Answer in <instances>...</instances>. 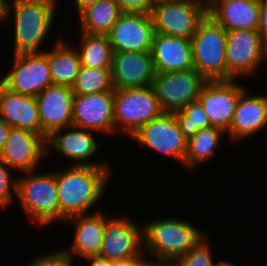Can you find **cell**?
<instances>
[{
    "label": "cell",
    "mask_w": 267,
    "mask_h": 266,
    "mask_svg": "<svg viewBox=\"0 0 267 266\" xmlns=\"http://www.w3.org/2000/svg\"><path fill=\"white\" fill-rule=\"evenodd\" d=\"M174 113L180 130L187 140L199 130L212 126L209 117L198 100L191 102L180 111Z\"/></svg>",
    "instance_id": "f546056e"
},
{
    "label": "cell",
    "mask_w": 267,
    "mask_h": 266,
    "mask_svg": "<svg viewBox=\"0 0 267 266\" xmlns=\"http://www.w3.org/2000/svg\"><path fill=\"white\" fill-rule=\"evenodd\" d=\"M226 134L222 129L209 127L199 130L193 137L187 140V152L183 165L188 169H194L199 164L205 163L216 155L217 146L223 141Z\"/></svg>",
    "instance_id": "4316f807"
},
{
    "label": "cell",
    "mask_w": 267,
    "mask_h": 266,
    "mask_svg": "<svg viewBox=\"0 0 267 266\" xmlns=\"http://www.w3.org/2000/svg\"><path fill=\"white\" fill-rule=\"evenodd\" d=\"M73 258L64 250L38 256L28 266H72Z\"/></svg>",
    "instance_id": "d6a6232c"
},
{
    "label": "cell",
    "mask_w": 267,
    "mask_h": 266,
    "mask_svg": "<svg viewBox=\"0 0 267 266\" xmlns=\"http://www.w3.org/2000/svg\"><path fill=\"white\" fill-rule=\"evenodd\" d=\"M0 117L11 128L41 135L36 97L12 92L0 83Z\"/></svg>",
    "instance_id": "cb8c5ba5"
},
{
    "label": "cell",
    "mask_w": 267,
    "mask_h": 266,
    "mask_svg": "<svg viewBox=\"0 0 267 266\" xmlns=\"http://www.w3.org/2000/svg\"><path fill=\"white\" fill-rule=\"evenodd\" d=\"M72 126L108 135L116 134L114 91L74 95Z\"/></svg>",
    "instance_id": "9a60e30c"
},
{
    "label": "cell",
    "mask_w": 267,
    "mask_h": 266,
    "mask_svg": "<svg viewBox=\"0 0 267 266\" xmlns=\"http://www.w3.org/2000/svg\"><path fill=\"white\" fill-rule=\"evenodd\" d=\"M48 63L53 85L73 86L81 67L75 46L58 38L52 50L48 51Z\"/></svg>",
    "instance_id": "d4e9b609"
},
{
    "label": "cell",
    "mask_w": 267,
    "mask_h": 266,
    "mask_svg": "<svg viewBox=\"0 0 267 266\" xmlns=\"http://www.w3.org/2000/svg\"><path fill=\"white\" fill-rule=\"evenodd\" d=\"M245 88L237 80L207 81L198 101L213 127L229 131L240 94Z\"/></svg>",
    "instance_id": "5bb4252c"
},
{
    "label": "cell",
    "mask_w": 267,
    "mask_h": 266,
    "mask_svg": "<svg viewBox=\"0 0 267 266\" xmlns=\"http://www.w3.org/2000/svg\"><path fill=\"white\" fill-rule=\"evenodd\" d=\"M207 80L195 69L156 73L151 87L164 112L174 113L200 96Z\"/></svg>",
    "instance_id": "8fae6325"
},
{
    "label": "cell",
    "mask_w": 267,
    "mask_h": 266,
    "mask_svg": "<svg viewBox=\"0 0 267 266\" xmlns=\"http://www.w3.org/2000/svg\"><path fill=\"white\" fill-rule=\"evenodd\" d=\"M206 236L187 220L163 218L149 221L143 225L144 255L155 260L176 261Z\"/></svg>",
    "instance_id": "3957f363"
},
{
    "label": "cell",
    "mask_w": 267,
    "mask_h": 266,
    "mask_svg": "<svg viewBox=\"0 0 267 266\" xmlns=\"http://www.w3.org/2000/svg\"><path fill=\"white\" fill-rule=\"evenodd\" d=\"M227 31L207 15L191 38L194 69L207 81L227 80Z\"/></svg>",
    "instance_id": "5b68a950"
},
{
    "label": "cell",
    "mask_w": 267,
    "mask_h": 266,
    "mask_svg": "<svg viewBox=\"0 0 267 266\" xmlns=\"http://www.w3.org/2000/svg\"><path fill=\"white\" fill-rule=\"evenodd\" d=\"M126 216L107 217L99 256L117 263L145 257L143 224Z\"/></svg>",
    "instance_id": "30bf717a"
},
{
    "label": "cell",
    "mask_w": 267,
    "mask_h": 266,
    "mask_svg": "<svg viewBox=\"0 0 267 266\" xmlns=\"http://www.w3.org/2000/svg\"><path fill=\"white\" fill-rule=\"evenodd\" d=\"M90 263V266H116V262L110 261L101 256H92L85 258Z\"/></svg>",
    "instance_id": "d590c367"
},
{
    "label": "cell",
    "mask_w": 267,
    "mask_h": 266,
    "mask_svg": "<svg viewBox=\"0 0 267 266\" xmlns=\"http://www.w3.org/2000/svg\"><path fill=\"white\" fill-rule=\"evenodd\" d=\"M141 146L176 159L181 164L187 152V139L183 136L175 113L164 112L147 122L131 136Z\"/></svg>",
    "instance_id": "7c38bea8"
},
{
    "label": "cell",
    "mask_w": 267,
    "mask_h": 266,
    "mask_svg": "<svg viewBox=\"0 0 267 266\" xmlns=\"http://www.w3.org/2000/svg\"><path fill=\"white\" fill-rule=\"evenodd\" d=\"M208 235L186 254L179 257L176 266H223L226 261L214 263L209 246Z\"/></svg>",
    "instance_id": "4dcf8cb0"
},
{
    "label": "cell",
    "mask_w": 267,
    "mask_h": 266,
    "mask_svg": "<svg viewBox=\"0 0 267 266\" xmlns=\"http://www.w3.org/2000/svg\"><path fill=\"white\" fill-rule=\"evenodd\" d=\"M24 172L17 176V199L30 221L40 226L60 223V206L56 184V171Z\"/></svg>",
    "instance_id": "277c9868"
},
{
    "label": "cell",
    "mask_w": 267,
    "mask_h": 266,
    "mask_svg": "<svg viewBox=\"0 0 267 266\" xmlns=\"http://www.w3.org/2000/svg\"><path fill=\"white\" fill-rule=\"evenodd\" d=\"M122 13L114 0H99L78 14L80 32L106 35Z\"/></svg>",
    "instance_id": "484cf974"
},
{
    "label": "cell",
    "mask_w": 267,
    "mask_h": 266,
    "mask_svg": "<svg viewBox=\"0 0 267 266\" xmlns=\"http://www.w3.org/2000/svg\"><path fill=\"white\" fill-rule=\"evenodd\" d=\"M260 5L258 32L267 45V0H258Z\"/></svg>",
    "instance_id": "e575fe53"
},
{
    "label": "cell",
    "mask_w": 267,
    "mask_h": 266,
    "mask_svg": "<svg viewBox=\"0 0 267 266\" xmlns=\"http://www.w3.org/2000/svg\"><path fill=\"white\" fill-rule=\"evenodd\" d=\"M143 258L131 259L124 262H116V266H140Z\"/></svg>",
    "instance_id": "ab89813d"
},
{
    "label": "cell",
    "mask_w": 267,
    "mask_h": 266,
    "mask_svg": "<svg viewBox=\"0 0 267 266\" xmlns=\"http://www.w3.org/2000/svg\"><path fill=\"white\" fill-rule=\"evenodd\" d=\"M267 127V96H248L247 89L240 96L233 115V119L226 133L229 138L243 140L253 137V134Z\"/></svg>",
    "instance_id": "44dd1931"
},
{
    "label": "cell",
    "mask_w": 267,
    "mask_h": 266,
    "mask_svg": "<svg viewBox=\"0 0 267 266\" xmlns=\"http://www.w3.org/2000/svg\"><path fill=\"white\" fill-rule=\"evenodd\" d=\"M13 1H16V0H2V2L6 5L7 3H10V2H13Z\"/></svg>",
    "instance_id": "ee69618b"
},
{
    "label": "cell",
    "mask_w": 267,
    "mask_h": 266,
    "mask_svg": "<svg viewBox=\"0 0 267 266\" xmlns=\"http://www.w3.org/2000/svg\"><path fill=\"white\" fill-rule=\"evenodd\" d=\"M58 1L16 0L6 4L2 23L14 15V55L45 52L41 44L52 29Z\"/></svg>",
    "instance_id": "7a4b0ae2"
},
{
    "label": "cell",
    "mask_w": 267,
    "mask_h": 266,
    "mask_svg": "<svg viewBox=\"0 0 267 266\" xmlns=\"http://www.w3.org/2000/svg\"><path fill=\"white\" fill-rule=\"evenodd\" d=\"M109 217L98 208L93 213H87L70 217L64 221L74 223L75 234L72 245L69 249L64 250L71 256L81 257L83 259L99 256L106 220Z\"/></svg>",
    "instance_id": "7402d4cb"
},
{
    "label": "cell",
    "mask_w": 267,
    "mask_h": 266,
    "mask_svg": "<svg viewBox=\"0 0 267 266\" xmlns=\"http://www.w3.org/2000/svg\"><path fill=\"white\" fill-rule=\"evenodd\" d=\"M164 110L151 86L114 90V123L116 133L122 130L131 137L147 122L161 116Z\"/></svg>",
    "instance_id": "8992f818"
},
{
    "label": "cell",
    "mask_w": 267,
    "mask_h": 266,
    "mask_svg": "<svg viewBox=\"0 0 267 266\" xmlns=\"http://www.w3.org/2000/svg\"><path fill=\"white\" fill-rule=\"evenodd\" d=\"M154 34L151 14L123 12L106 35L113 52H150Z\"/></svg>",
    "instance_id": "4fadbf2b"
},
{
    "label": "cell",
    "mask_w": 267,
    "mask_h": 266,
    "mask_svg": "<svg viewBox=\"0 0 267 266\" xmlns=\"http://www.w3.org/2000/svg\"><path fill=\"white\" fill-rule=\"evenodd\" d=\"M140 266H176L175 261H167V260H156L150 259L147 260L146 258H143Z\"/></svg>",
    "instance_id": "74e56055"
},
{
    "label": "cell",
    "mask_w": 267,
    "mask_h": 266,
    "mask_svg": "<svg viewBox=\"0 0 267 266\" xmlns=\"http://www.w3.org/2000/svg\"><path fill=\"white\" fill-rule=\"evenodd\" d=\"M196 1L204 3L207 7L213 2V0H196Z\"/></svg>",
    "instance_id": "b9f144b4"
},
{
    "label": "cell",
    "mask_w": 267,
    "mask_h": 266,
    "mask_svg": "<svg viewBox=\"0 0 267 266\" xmlns=\"http://www.w3.org/2000/svg\"><path fill=\"white\" fill-rule=\"evenodd\" d=\"M80 43L75 46L81 66L111 68L113 49L105 34L80 33Z\"/></svg>",
    "instance_id": "83f0119b"
},
{
    "label": "cell",
    "mask_w": 267,
    "mask_h": 266,
    "mask_svg": "<svg viewBox=\"0 0 267 266\" xmlns=\"http://www.w3.org/2000/svg\"><path fill=\"white\" fill-rule=\"evenodd\" d=\"M5 4L0 0V22L2 24L3 17H4V11H5Z\"/></svg>",
    "instance_id": "60d3db41"
},
{
    "label": "cell",
    "mask_w": 267,
    "mask_h": 266,
    "mask_svg": "<svg viewBox=\"0 0 267 266\" xmlns=\"http://www.w3.org/2000/svg\"><path fill=\"white\" fill-rule=\"evenodd\" d=\"M260 5L258 0H213L208 15L226 31L257 30Z\"/></svg>",
    "instance_id": "603a6c76"
},
{
    "label": "cell",
    "mask_w": 267,
    "mask_h": 266,
    "mask_svg": "<svg viewBox=\"0 0 267 266\" xmlns=\"http://www.w3.org/2000/svg\"><path fill=\"white\" fill-rule=\"evenodd\" d=\"M111 168L69 165L56 172L60 222L87 214L105 193Z\"/></svg>",
    "instance_id": "6da1fadb"
},
{
    "label": "cell",
    "mask_w": 267,
    "mask_h": 266,
    "mask_svg": "<svg viewBox=\"0 0 267 266\" xmlns=\"http://www.w3.org/2000/svg\"><path fill=\"white\" fill-rule=\"evenodd\" d=\"M10 167L0 158V208H8L17 196V180L10 174Z\"/></svg>",
    "instance_id": "1f68e13d"
},
{
    "label": "cell",
    "mask_w": 267,
    "mask_h": 266,
    "mask_svg": "<svg viewBox=\"0 0 267 266\" xmlns=\"http://www.w3.org/2000/svg\"><path fill=\"white\" fill-rule=\"evenodd\" d=\"M93 132L75 126L56 130L46 139V153L49 154V151H54L55 154L62 153L67 158L73 160L72 165L109 167L104 162H88L87 160L94 156L98 150V142L93 137Z\"/></svg>",
    "instance_id": "ac0fdd59"
},
{
    "label": "cell",
    "mask_w": 267,
    "mask_h": 266,
    "mask_svg": "<svg viewBox=\"0 0 267 266\" xmlns=\"http://www.w3.org/2000/svg\"><path fill=\"white\" fill-rule=\"evenodd\" d=\"M11 127L0 117V152L7 142Z\"/></svg>",
    "instance_id": "8d00e7d4"
},
{
    "label": "cell",
    "mask_w": 267,
    "mask_h": 266,
    "mask_svg": "<svg viewBox=\"0 0 267 266\" xmlns=\"http://www.w3.org/2000/svg\"><path fill=\"white\" fill-rule=\"evenodd\" d=\"M122 12L151 14L155 0H114Z\"/></svg>",
    "instance_id": "836d02e7"
},
{
    "label": "cell",
    "mask_w": 267,
    "mask_h": 266,
    "mask_svg": "<svg viewBox=\"0 0 267 266\" xmlns=\"http://www.w3.org/2000/svg\"><path fill=\"white\" fill-rule=\"evenodd\" d=\"M46 139L29 130L11 128L0 158L20 173L35 171L46 156Z\"/></svg>",
    "instance_id": "2e32d148"
},
{
    "label": "cell",
    "mask_w": 267,
    "mask_h": 266,
    "mask_svg": "<svg viewBox=\"0 0 267 266\" xmlns=\"http://www.w3.org/2000/svg\"><path fill=\"white\" fill-rule=\"evenodd\" d=\"M71 88L74 95H89L114 91L111 68H89L81 66L75 83Z\"/></svg>",
    "instance_id": "f1b7e54d"
},
{
    "label": "cell",
    "mask_w": 267,
    "mask_h": 266,
    "mask_svg": "<svg viewBox=\"0 0 267 266\" xmlns=\"http://www.w3.org/2000/svg\"><path fill=\"white\" fill-rule=\"evenodd\" d=\"M73 97L71 87L52 85L36 96L41 124V136L45 139L54 131L72 126Z\"/></svg>",
    "instance_id": "e0dca14e"
},
{
    "label": "cell",
    "mask_w": 267,
    "mask_h": 266,
    "mask_svg": "<svg viewBox=\"0 0 267 266\" xmlns=\"http://www.w3.org/2000/svg\"><path fill=\"white\" fill-rule=\"evenodd\" d=\"M150 53L156 73L194 69L191 39L155 33Z\"/></svg>",
    "instance_id": "ffe728a7"
},
{
    "label": "cell",
    "mask_w": 267,
    "mask_h": 266,
    "mask_svg": "<svg viewBox=\"0 0 267 266\" xmlns=\"http://www.w3.org/2000/svg\"><path fill=\"white\" fill-rule=\"evenodd\" d=\"M97 1L99 0H74L78 14L89 5L95 4Z\"/></svg>",
    "instance_id": "f35d334b"
},
{
    "label": "cell",
    "mask_w": 267,
    "mask_h": 266,
    "mask_svg": "<svg viewBox=\"0 0 267 266\" xmlns=\"http://www.w3.org/2000/svg\"><path fill=\"white\" fill-rule=\"evenodd\" d=\"M223 266H234L232 262L226 261Z\"/></svg>",
    "instance_id": "7bdbcfd3"
},
{
    "label": "cell",
    "mask_w": 267,
    "mask_h": 266,
    "mask_svg": "<svg viewBox=\"0 0 267 266\" xmlns=\"http://www.w3.org/2000/svg\"><path fill=\"white\" fill-rule=\"evenodd\" d=\"M227 80L254 76L267 57V45L258 30L227 31Z\"/></svg>",
    "instance_id": "ba28073f"
},
{
    "label": "cell",
    "mask_w": 267,
    "mask_h": 266,
    "mask_svg": "<svg viewBox=\"0 0 267 266\" xmlns=\"http://www.w3.org/2000/svg\"><path fill=\"white\" fill-rule=\"evenodd\" d=\"M207 15L208 7L196 0H155L151 12L155 33L186 39Z\"/></svg>",
    "instance_id": "52a82bcc"
},
{
    "label": "cell",
    "mask_w": 267,
    "mask_h": 266,
    "mask_svg": "<svg viewBox=\"0 0 267 266\" xmlns=\"http://www.w3.org/2000/svg\"><path fill=\"white\" fill-rule=\"evenodd\" d=\"M111 73L115 89L151 86L156 74L150 52H114Z\"/></svg>",
    "instance_id": "d6986e66"
},
{
    "label": "cell",
    "mask_w": 267,
    "mask_h": 266,
    "mask_svg": "<svg viewBox=\"0 0 267 266\" xmlns=\"http://www.w3.org/2000/svg\"><path fill=\"white\" fill-rule=\"evenodd\" d=\"M12 63L10 71L0 78V83L8 90L36 97L53 85L47 50L44 53L15 54Z\"/></svg>",
    "instance_id": "9c48e42d"
}]
</instances>
